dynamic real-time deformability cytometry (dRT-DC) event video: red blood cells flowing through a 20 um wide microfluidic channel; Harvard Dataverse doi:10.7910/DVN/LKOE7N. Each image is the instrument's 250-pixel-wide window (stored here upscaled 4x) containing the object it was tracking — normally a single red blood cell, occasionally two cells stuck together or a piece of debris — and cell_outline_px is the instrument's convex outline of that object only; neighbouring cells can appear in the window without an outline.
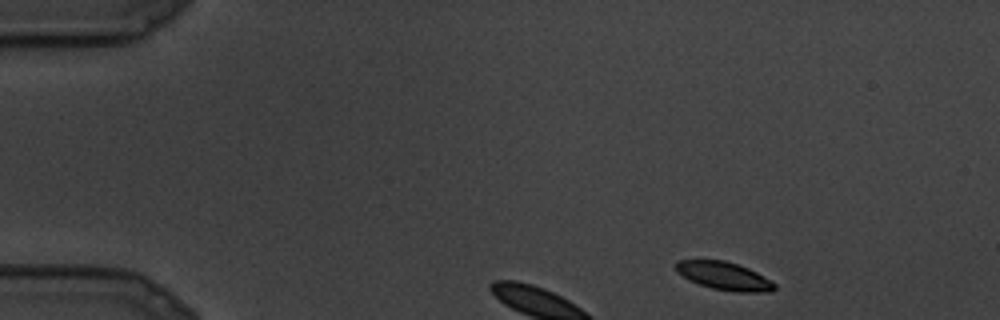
{"species": "common noctule bat (a hibernating species)", "species_latin": "Nyctalus noctula", "temperature_condition": "cold", "stored_images_in_passage": 3, "camera_frame_rate_fps": 3000, "um_per_image_px": 0.085, "animal": {"sex": "male", "body_mass_g": 19.5, "forearm_length_mm": 54.6}, "frame": {"image": 1, "passage_image": 1, "time_ms": 0.0, "image_size_px": [1000, 320], "cell_outline_px": [[776, 288], [772, 292], [736, 292], [712, 288], [700, 284], [676, 272], [676, 260], [724, 260], [748, 268], [756, 272], [776, 284]], "centroid_in_image_um": [61.57, 23.46], "position_along_channel_um": 23.4, "area_um2": 15.9}}